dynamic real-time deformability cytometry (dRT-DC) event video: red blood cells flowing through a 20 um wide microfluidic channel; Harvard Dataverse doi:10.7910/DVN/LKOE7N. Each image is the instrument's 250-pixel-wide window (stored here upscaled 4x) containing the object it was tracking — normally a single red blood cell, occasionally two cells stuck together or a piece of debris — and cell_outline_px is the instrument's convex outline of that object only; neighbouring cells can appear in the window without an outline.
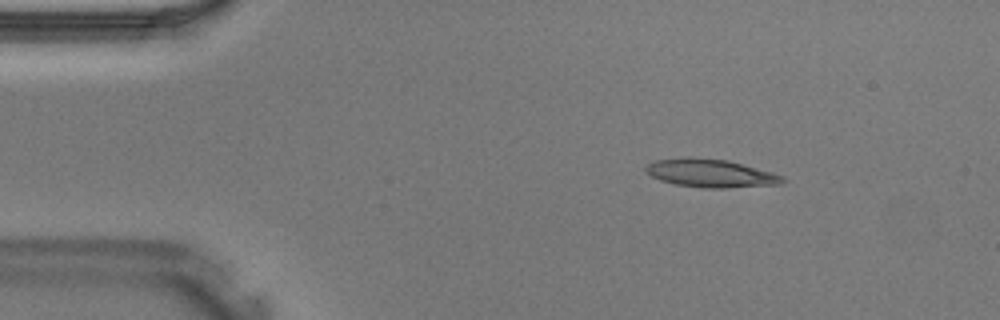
{"species": "Egyptian fruit bat (a non-hibernating species)", "species_latin": "Rousettus aegyptiacus", "temperature_condition": "warm", "stored_images_in_passage": 39, "camera_frame_rate_fps": 3000, "um_per_image_px": 0.085, "animal": {"sex": "male"}, "frame": {"image": 1, "passage_image": 5, "time_ms": 1.333, "image_size_px": [1000, 320], "cell_outline_px": [[784, 180], [780, 184], [728, 188], [700, 188], [676, 184], [660, 180], [652, 176], [644, 168], [648, 164], [656, 160], [688, 156], [728, 160], [772, 172], [784, 176]], "centroid_in_image_um": [60.4, 14.72], "position_along_channel_um": 24.6, "area_um2": 22.48}}
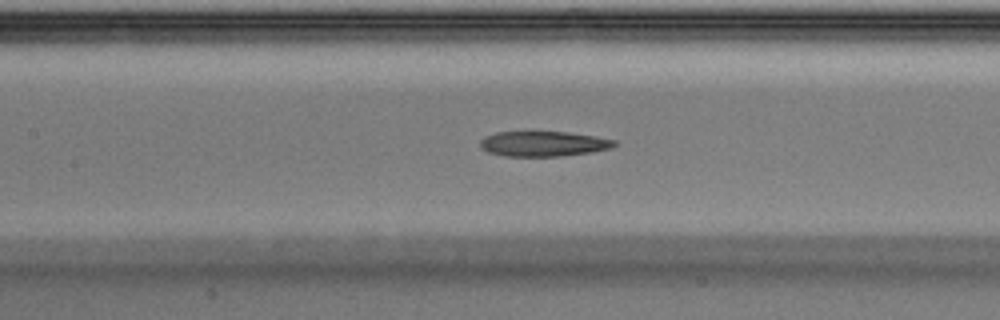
{"frame": {"image": 2, "passage_image": 17, "time_ms": 5.333, "image_size_px": [1000, 320], "cell_outline_px": [[616, 144], [612, 148], [592, 152], [560, 156], [504, 156], [488, 152], [480, 148], [480, 140], [484, 136], [496, 132], [568, 132], [596, 136], [616, 140]], "centroid_in_image_um": [46.18, 12.22], "position_along_channel_um": 161.2, "area_um2": 19.77}}
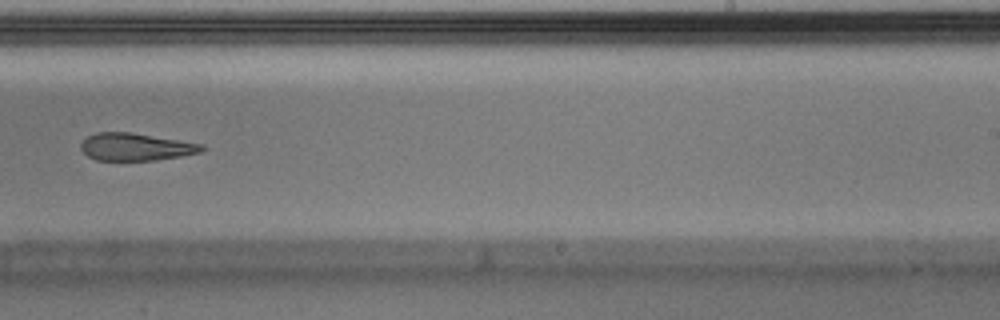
{"frame": {"image": 3, "passage_image": 24, "time_ms": 7.667, "image_size_px": [1000, 320], "cell_outline_px": [[204, 148], [200, 152], [180, 156], [156, 160], [96, 160], [88, 156], [80, 148], [80, 144], [88, 136], [96, 132], [132, 132], [204, 144]], "centroid_in_image_um": [11.53, 12.48], "position_along_channel_um": 277.5, "area_um2": 19.31}}